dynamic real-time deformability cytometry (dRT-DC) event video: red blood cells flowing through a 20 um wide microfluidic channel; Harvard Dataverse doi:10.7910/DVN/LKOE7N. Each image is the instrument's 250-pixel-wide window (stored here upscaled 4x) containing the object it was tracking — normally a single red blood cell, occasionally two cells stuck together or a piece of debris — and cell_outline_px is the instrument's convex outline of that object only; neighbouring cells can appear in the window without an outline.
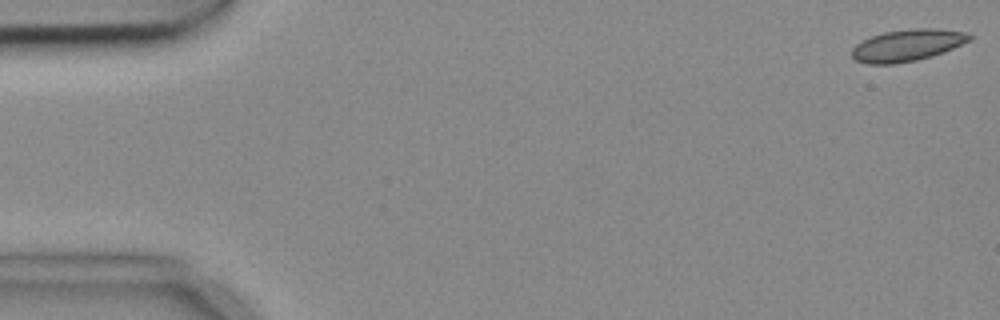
{"species": "common noctule bat (a hibernating species)", "species_latin": "Nyctalus noctula", "temperature_condition": "cold", "stored_images_in_passage": 5, "camera_frame_rate_fps": 3000, "um_per_image_px": 0.085, "animal": {"sex": "female", "body_mass_g": 18.4}, "frame": {"image": 1, "passage_image": 1, "time_ms": 0.0, "image_size_px": [1000, 320], "cell_outline_px": [[972, 40], [944, 52], [932, 56], [916, 60], [896, 64], [868, 64], [856, 60], [852, 56], [852, 48], [856, 44], [872, 36], [884, 32], [912, 28], [936, 28], [968, 32], [972, 36]], "centroid_in_image_um": [77.16, 3.84], "position_along_channel_um": 7.8, "area_um2": 21.91}}
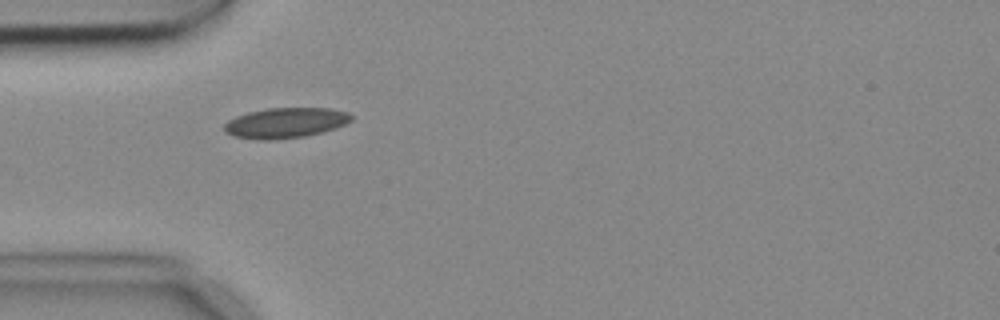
{"frame": {"image": 2, "passage_image": 5, "time_ms": 1.333, "image_size_px": [1000, 320], "cell_outline_px": [[352, 120], [344, 124], [320, 132], [304, 136], [268, 140], [260, 140], [232, 136], [224, 132], [224, 124], [228, 120], [236, 116], [248, 112], [268, 108], [332, 108], [348, 112], [352, 116]], "centroid_in_image_um": [24.22, 10.43], "position_along_channel_um": 60.8, "area_um2": 22.31}}